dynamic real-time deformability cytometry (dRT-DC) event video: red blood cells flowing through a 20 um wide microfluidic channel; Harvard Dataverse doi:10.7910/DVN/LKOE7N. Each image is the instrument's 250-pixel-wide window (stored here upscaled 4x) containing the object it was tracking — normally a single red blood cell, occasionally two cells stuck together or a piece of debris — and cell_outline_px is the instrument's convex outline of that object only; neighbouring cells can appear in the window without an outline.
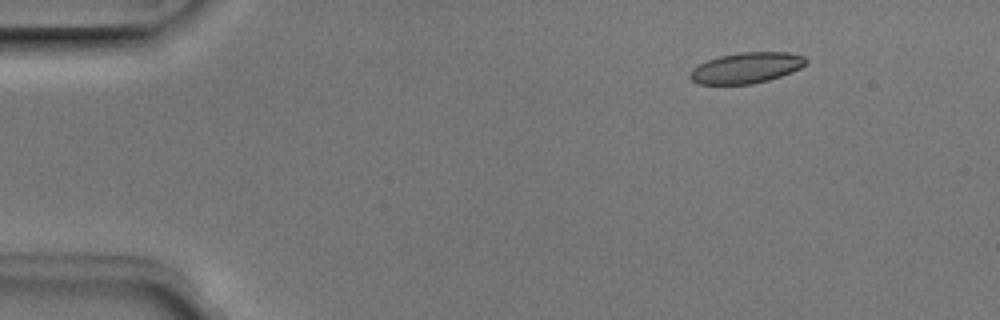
{"species": "Egyptian fruit bat (a non-hibernating species)", "species_latin": "Rousettus aegyptiacus", "temperature_condition": "room temperature", "stored_images_in_passage": 4, "segment_of_instrument_passage": [2, 2], "camera_frame_rate_fps": 3000, "um_per_image_px": 0.085, "animal": {"sex": "male"}, "frame": {"image": 1, "passage_image": 4, "time_ms": 1.0, "image_size_px": [1000, 320], "cell_outline_px": [[808, 64], [792, 72], [768, 80], [752, 84], [696, 84], [688, 76], [692, 68], [708, 60], [720, 56], [740, 52], [788, 52], [804, 56], [808, 60]], "centroid_in_image_um": [63.45, 5.77], "position_along_channel_um": 21.5, "area_um2": 20.87}}